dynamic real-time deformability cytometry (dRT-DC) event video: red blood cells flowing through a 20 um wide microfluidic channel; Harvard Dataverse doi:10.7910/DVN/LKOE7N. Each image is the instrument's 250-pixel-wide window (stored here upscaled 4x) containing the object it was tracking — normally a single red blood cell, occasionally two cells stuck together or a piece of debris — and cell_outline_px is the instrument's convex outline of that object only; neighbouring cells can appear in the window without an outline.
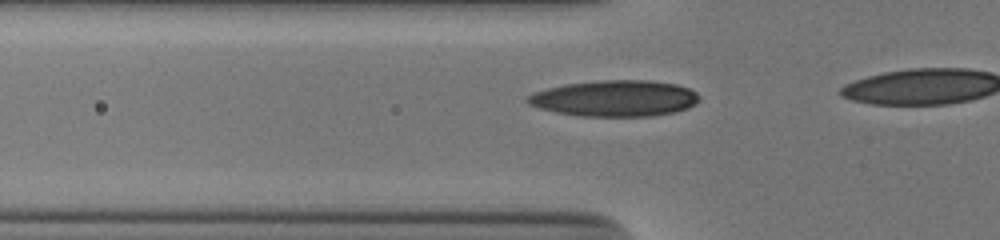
{"species": "human", "species_latin": "Homo sapiens", "temperature_condition": "cold", "stored_images_in_passage": 14, "camera_frame_rate_fps": 3000, "um_per_image_px": 0.085, "donor": {"sex": "male"}, "frame": {"image": 1, "passage_image": 11, "time_ms": 3.333, "image_size_px": [1000, 240], "cell_outline_px": [[700, 100], [696, 104], [688, 108], [672, 112], [652, 116], [580, 116], [556, 112], [540, 108], [528, 104], [524, 100], [528, 96], [536, 92], [548, 88], [564, 84], [600, 80], [648, 80], [676, 84], [688, 88], [696, 92], [700, 96]], "centroid_in_image_um": [52.28, 8.36], "position_along_channel_um": 73.5, "area_um2": 36.18}}